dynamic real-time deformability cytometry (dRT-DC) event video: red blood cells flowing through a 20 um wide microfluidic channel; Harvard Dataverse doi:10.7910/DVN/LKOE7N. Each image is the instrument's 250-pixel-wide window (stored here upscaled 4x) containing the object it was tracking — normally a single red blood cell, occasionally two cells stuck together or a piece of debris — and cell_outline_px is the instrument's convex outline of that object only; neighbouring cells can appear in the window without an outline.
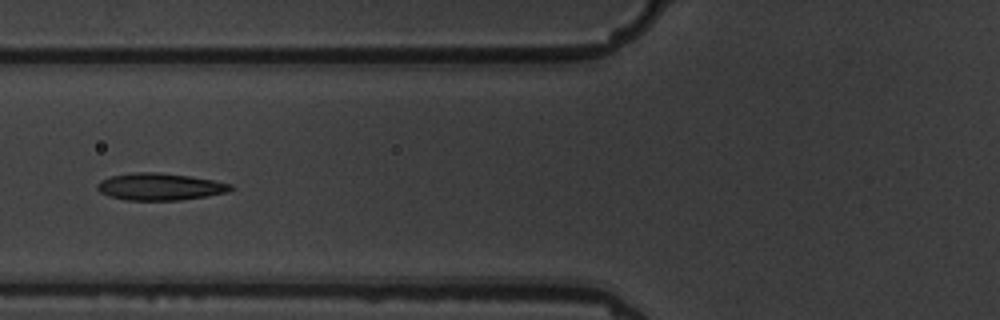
{"species": "common noctule bat (a hibernating species)", "species_latin": "Nyctalus noctula", "temperature_condition": "warm", "stored_images_in_passage": 7, "camera_frame_rate_fps": 3000, "um_per_image_px": 0.085, "animal": {"sex": "male", "body_mass_g": 19.5, "forearm_length_mm": 54.6}, "frame": {"image": 1, "passage_image": 7, "time_ms": 6.667, "image_size_px": [1000, 320], "cell_outline_px": [[236, 188], [228, 192], [180, 200], [124, 200], [108, 196], [100, 192], [96, 188], [96, 184], [100, 180], [112, 176], [132, 172], [160, 172], [188, 176], [212, 180], [232, 184]], "centroid_in_image_um": [13.57, 15.87], "position_along_channel_um": 112.2, "area_um2": 21.1}}